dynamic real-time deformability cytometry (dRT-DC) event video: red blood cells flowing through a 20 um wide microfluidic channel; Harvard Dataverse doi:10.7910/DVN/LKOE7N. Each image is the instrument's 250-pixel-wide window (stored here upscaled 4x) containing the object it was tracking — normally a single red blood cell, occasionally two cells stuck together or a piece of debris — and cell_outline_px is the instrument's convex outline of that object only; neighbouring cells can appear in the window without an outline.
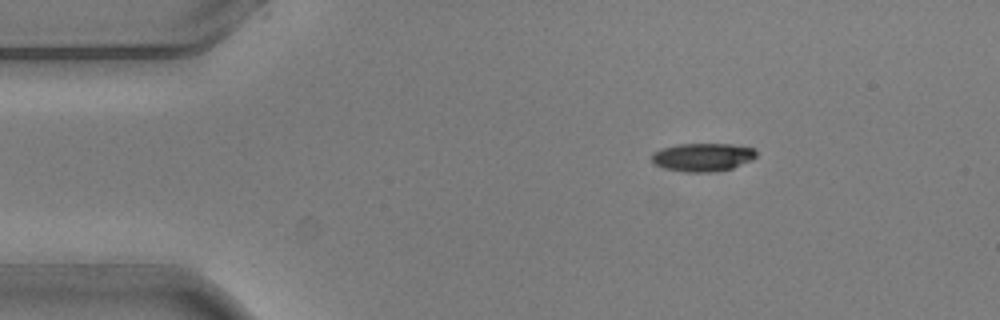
{"species": "common noctule bat (a hibernating species)", "species_latin": "Nyctalus noctula", "temperature_condition": "warm", "stored_images_in_passage": 3, "camera_frame_rate_fps": 3000, "um_per_image_px": 0.085, "animal": {"sex": "male", "body_mass_g": 20.5, "forearm_length_mm": 52.5}, "frame": {"image": 1, "passage_image": 1, "time_ms": 0.0, "image_size_px": [1000, 320], "cell_outline_px": [[756, 156], [752, 160], [732, 168], [716, 172], [684, 172], [664, 168], [652, 164], [652, 152], [660, 148], [676, 144], [732, 144], [756, 148]], "centroid_in_image_um": [59.71, 13.36], "position_along_channel_um": 25.3, "area_um2": 17.51}}